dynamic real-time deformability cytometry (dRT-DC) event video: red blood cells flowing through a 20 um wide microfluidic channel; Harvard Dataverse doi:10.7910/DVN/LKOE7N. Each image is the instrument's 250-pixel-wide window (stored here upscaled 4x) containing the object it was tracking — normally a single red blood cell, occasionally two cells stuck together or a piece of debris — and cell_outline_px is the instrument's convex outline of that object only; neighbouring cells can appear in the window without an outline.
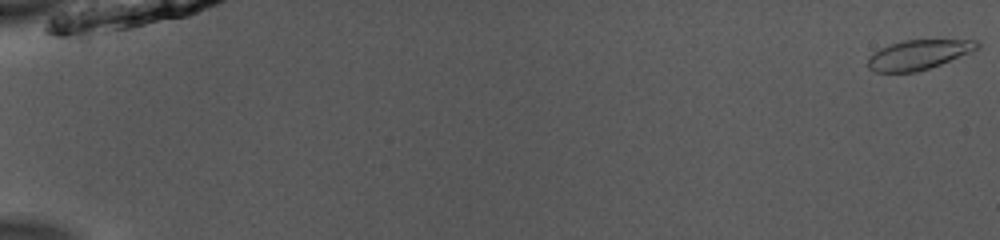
{"species": "common noctule bat (a hibernating species)", "species_latin": "Nyctalus noctula", "temperature_condition": "room temperature", "stored_images_in_passage": 53, "camera_frame_rate_fps": 3000, "um_per_image_px": 0.085, "animal": {"sex": "male", "body_mass_g": 13.0, "forearm_length_mm": 53.1}, "frame": {"image": 1, "passage_image": 1, "time_ms": 0.0, "image_size_px": [1000, 240], "cell_outline_px": [[980, 48], [940, 64], [916, 72], [876, 72], [868, 68], [868, 56], [880, 48], [904, 40], [976, 40], [980, 44]], "centroid_in_image_um": [78.05, 4.65], "position_along_channel_um": 6.9, "area_um2": 18.67}}
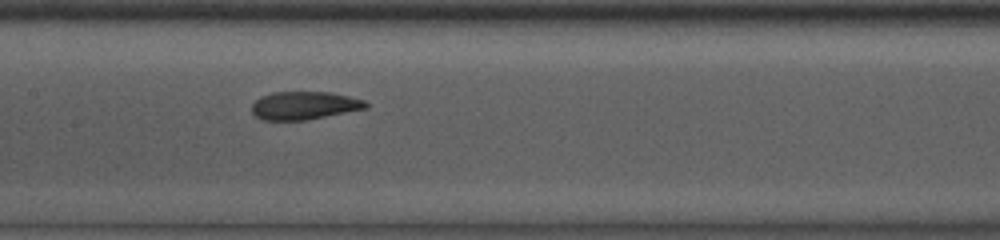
{"frame": {"image": 2, "passage_image": 28, "time_ms": 9.0, "image_size_px": [1000, 240], "cell_outline_px": [[368, 108], [304, 120], [260, 120], [252, 112], [252, 104], [260, 96], [272, 92], [332, 92], [364, 100], [368, 104]], "centroid_in_image_um": [25.84, 8.96], "position_along_channel_um": 181.6, "area_um2": 18.61}}
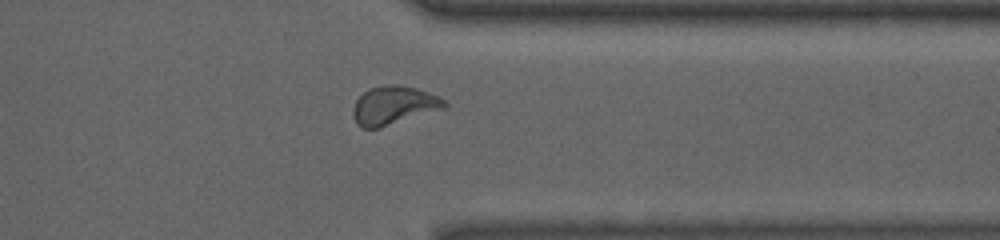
{"frame": {"image": 3, "passage_image": 43, "time_ms": 14.0, "image_size_px": [1000, 240], "cell_outline_px": [[448, 108], [376, 128], [360, 128], [356, 124], [352, 116], [352, 108], [356, 100], [368, 88], [388, 84], [400, 84], [416, 88], [440, 96], [448, 104]], "centroid_in_image_um": [33.47, 8.94], "position_along_channel_um": 377.9, "area_um2": 20.75}, "authors_computed_cell_mechanics": {"area_um2": 19.1896, "velocity_mm_per_s": 3.9487, "shape_relaxation_time_tau1_ms": 4.2118, "shape_relaxation_time_tau2_ms": 0.999, "deformation_change_tau1": 0.1477, "deformation_change_tau2": 0.0595}}